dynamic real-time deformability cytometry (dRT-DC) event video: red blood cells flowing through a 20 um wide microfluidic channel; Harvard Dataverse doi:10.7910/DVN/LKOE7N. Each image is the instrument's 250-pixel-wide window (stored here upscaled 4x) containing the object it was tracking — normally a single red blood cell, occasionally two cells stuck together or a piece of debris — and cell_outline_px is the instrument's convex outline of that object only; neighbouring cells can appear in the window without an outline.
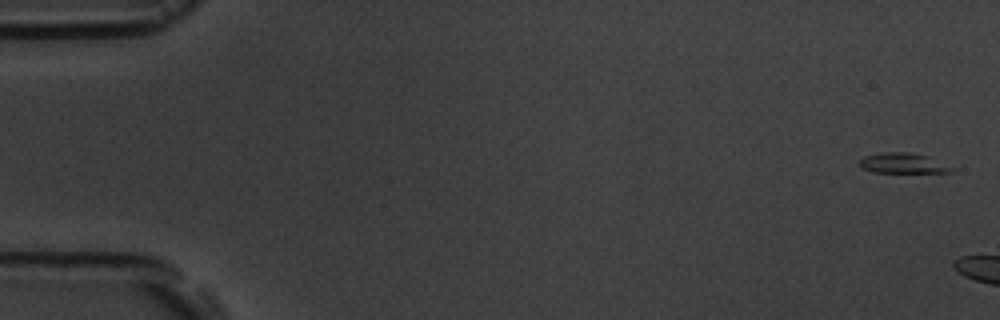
{"species": "common noctule bat (a hibernating species)", "species_latin": "Nyctalus noctula", "temperature_condition": "room temperature", "stored_images_in_passage": 2, "camera_frame_rate_fps": 3000, "um_per_image_px": 0.085, "animal": {"sex": "male", "body_mass_g": 19.5, "forearm_length_mm": 54.6}, "frame": {"image": 1, "passage_image": 1, "time_ms": 0.0, "image_size_px": [1000, 320], "cell_outline_px": [[956, 168], [952, 172], [872, 172], [860, 168], [860, 160], [864, 156], [884, 152], [912, 152], [928, 156]], "centroid_in_image_um": [76.76, 13.87], "position_along_channel_um": 8.2, "area_um2": 10.92}}